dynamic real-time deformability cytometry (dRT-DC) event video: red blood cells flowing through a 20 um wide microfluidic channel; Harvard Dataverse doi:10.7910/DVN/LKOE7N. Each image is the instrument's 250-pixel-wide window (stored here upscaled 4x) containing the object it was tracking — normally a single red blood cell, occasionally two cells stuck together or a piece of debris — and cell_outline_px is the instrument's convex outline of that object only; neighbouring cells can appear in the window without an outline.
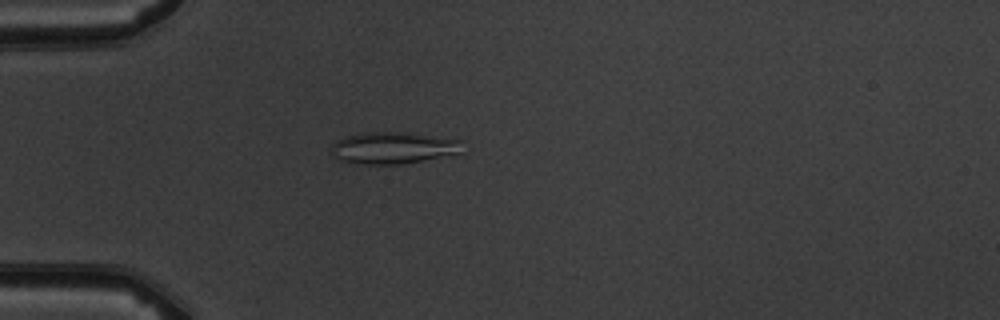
{"species": "common noctule bat (a hibernating species)", "species_latin": "Nyctalus noctula", "temperature_condition": "warm", "stored_images_in_passage": 5, "camera_frame_rate_fps": 3000, "um_per_image_px": 0.085, "animal": {"sex": "male", "body_mass_g": 19.5, "forearm_length_mm": 54.6}, "frame": {"image": 1, "passage_image": 5, "time_ms": 4.667, "image_size_px": [1000, 320], "cell_outline_px": [[460, 152], [424, 160], [404, 164], [348, 164], [332, 156], [332, 144], [336, 140], [344, 136], [360, 132], [408, 132], [460, 140]], "centroid_in_image_um": [33.3, 12.57], "position_along_channel_um": 51.7, "area_um2": 24.39}}